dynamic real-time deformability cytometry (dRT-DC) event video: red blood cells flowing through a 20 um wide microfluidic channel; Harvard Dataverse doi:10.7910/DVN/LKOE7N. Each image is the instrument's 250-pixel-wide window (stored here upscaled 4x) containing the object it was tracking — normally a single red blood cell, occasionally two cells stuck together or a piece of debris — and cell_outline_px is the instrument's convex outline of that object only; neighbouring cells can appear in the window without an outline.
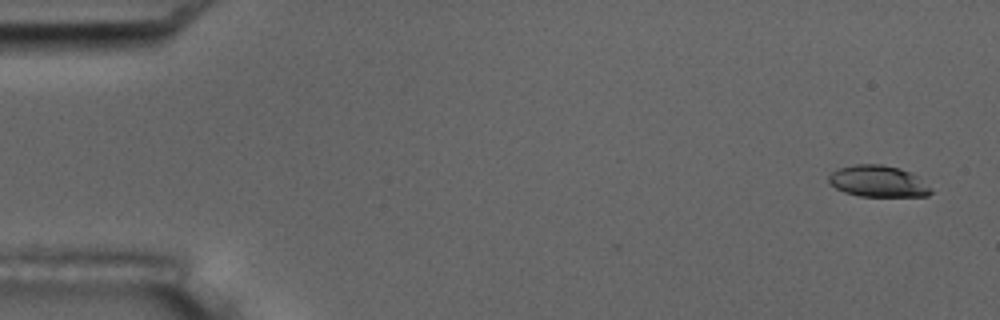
{"species": "common noctule bat (a hibernating species)", "species_latin": "Nyctalus noctula", "temperature_condition": "room temperature", "stored_images_in_passage": 3, "camera_frame_rate_fps": 3000, "um_per_image_px": 0.085, "animal": {"sex": "male", "body_mass_g": 17.5, "forearm_length_mm": 52.3}, "frame": {"image": 1, "passage_image": 1, "time_ms": 0.0, "image_size_px": [1000, 320], "cell_outline_px": [[932, 192], [928, 196], [860, 196], [844, 192], [828, 184], [828, 176], [836, 168], [856, 164], [880, 164], [900, 168], [912, 172], [932, 188]], "centroid_in_image_um": [74.62, 15.4], "position_along_channel_um": 10.4, "area_um2": 18.96}}